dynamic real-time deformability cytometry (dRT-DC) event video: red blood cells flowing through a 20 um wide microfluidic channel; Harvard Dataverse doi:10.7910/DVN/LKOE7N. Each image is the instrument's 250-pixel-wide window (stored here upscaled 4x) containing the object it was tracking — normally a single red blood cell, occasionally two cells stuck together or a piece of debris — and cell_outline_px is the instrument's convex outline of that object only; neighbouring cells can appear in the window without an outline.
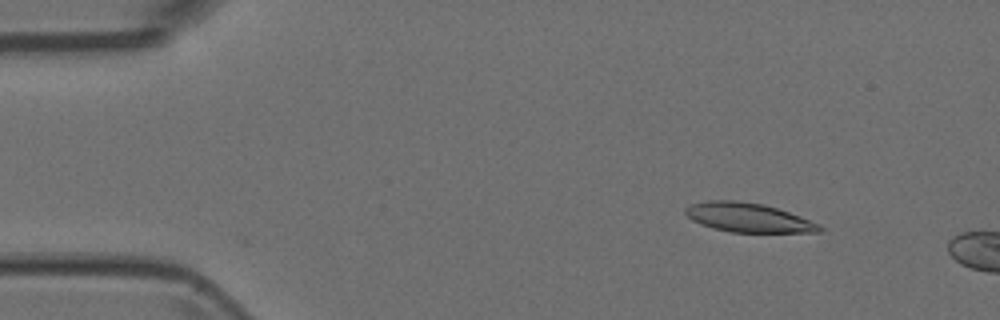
{"species": "Egyptian fruit bat (a non-hibernating species)", "species_latin": "Rousettus aegyptiacus", "temperature_condition": "room temperature", "stored_images_in_passage": 3, "camera_frame_rate_fps": 3000, "um_per_image_px": 0.085, "animal": {"sex": "female"}, "frame": {"image": 1, "passage_image": 3, "time_ms": 0.667, "image_size_px": [1000, 320], "cell_outline_px": [[824, 228], [820, 232], [732, 232], [712, 228], [700, 224], [692, 220], [684, 212], [684, 208], [692, 204], [708, 200], [736, 200], [764, 204], [800, 216], [820, 224]], "centroid_in_image_um": [63.59, 18.49], "position_along_channel_um": 21.4, "area_um2": 22.77}}